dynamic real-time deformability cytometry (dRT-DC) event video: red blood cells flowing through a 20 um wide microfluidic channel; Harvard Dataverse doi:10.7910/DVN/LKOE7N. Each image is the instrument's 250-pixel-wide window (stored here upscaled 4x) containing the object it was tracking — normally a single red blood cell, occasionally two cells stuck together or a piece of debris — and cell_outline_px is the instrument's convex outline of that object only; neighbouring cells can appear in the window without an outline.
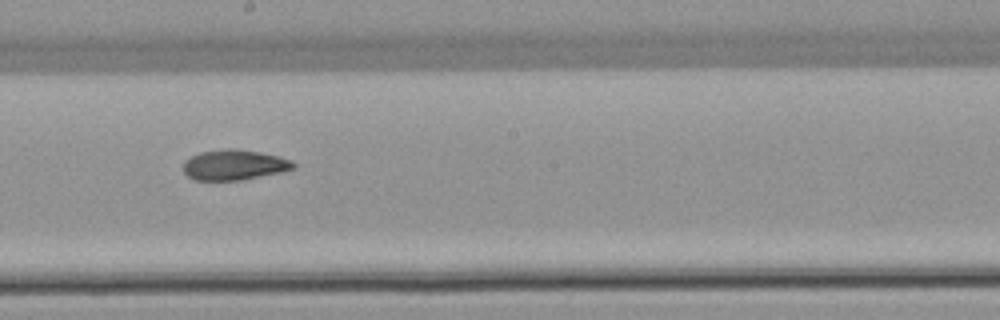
{"species": "common noctule bat (a hibernating species)", "species_latin": "Nyctalus noctula", "temperature_condition": "warm", "stored_images_in_passage": 10, "camera_frame_rate_fps": 3000, "um_per_image_px": 0.085, "animal": {"sex": "female", "body_mass_g": 22.7, "forearm_length_mm": 54.2}, "frame": {"image": 1, "passage_image": 6, "time_ms": 7.0, "image_size_px": [1000, 320], "cell_outline_px": [[296, 168], [280, 172], [240, 180], [196, 180], [188, 176], [184, 172], [184, 160], [200, 152], [228, 148], [236, 148], [260, 152], [292, 160], [296, 164]], "centroid_in_image_um": [19.91, 14.01], "position_along_channel_um": 228.3, "area_um2": 19.36}}
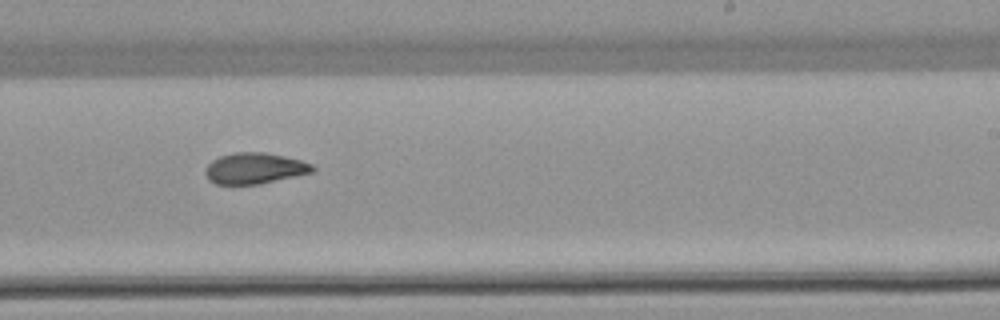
{"frame": {"image": 2, "passage_image": 7, "time_ms": 8.0, "image_size_px": [1000, 320], "cell_outline_px": [[316, 172], [260, 184], [216, 184], [208, 180], [204, 172], [208, 164], [212, 160], [220, 156], [236, 152], [264, 152], [284, 156], [300, 160], [312, 164], [316, 168]], "centroid_in_image_um": [21.67, 14.31], "position_along_channel_um": 267.3, "area_um2": 19.54}}